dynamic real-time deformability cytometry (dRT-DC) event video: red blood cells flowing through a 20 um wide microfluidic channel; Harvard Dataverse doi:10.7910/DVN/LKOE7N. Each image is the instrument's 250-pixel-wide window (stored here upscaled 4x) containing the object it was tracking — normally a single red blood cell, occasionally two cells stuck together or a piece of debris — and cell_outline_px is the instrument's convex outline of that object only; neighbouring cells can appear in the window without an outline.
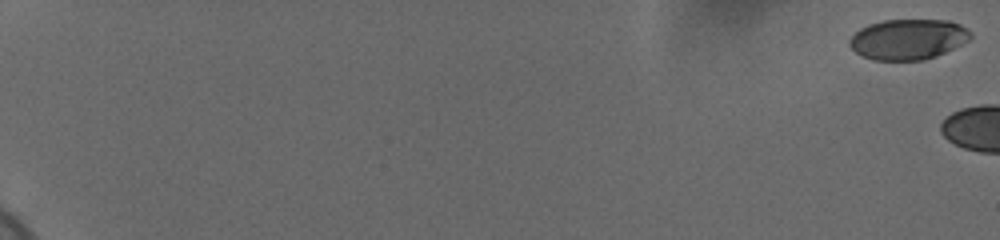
{"species": "human", "species_latin": "Homo sapiens", "temperature_condition": "cold", "stored_images_in_passage": 6, "camera_frame_rate_fps": 3000, "um_per_image_px": 0.085, "donor": {"sex": "female"}, "frame": {"image": 1, "passage_image": 1, "time_ms": 0.0, "image_size_px": [1000, 240], "cell_outline_px": [[972, 36], [968, 40], [936, 56], [924, 60], [872, 60], [856, 52], [848, 44], [848, 40], [860, 28], [868, 24], [884, 20], [948, 20], [960, 24], [972, 32]], "centroid_in_image_um": [77.17, 3.33], "position_along_channel_um": 7.8, "area_um2": 28.44}}